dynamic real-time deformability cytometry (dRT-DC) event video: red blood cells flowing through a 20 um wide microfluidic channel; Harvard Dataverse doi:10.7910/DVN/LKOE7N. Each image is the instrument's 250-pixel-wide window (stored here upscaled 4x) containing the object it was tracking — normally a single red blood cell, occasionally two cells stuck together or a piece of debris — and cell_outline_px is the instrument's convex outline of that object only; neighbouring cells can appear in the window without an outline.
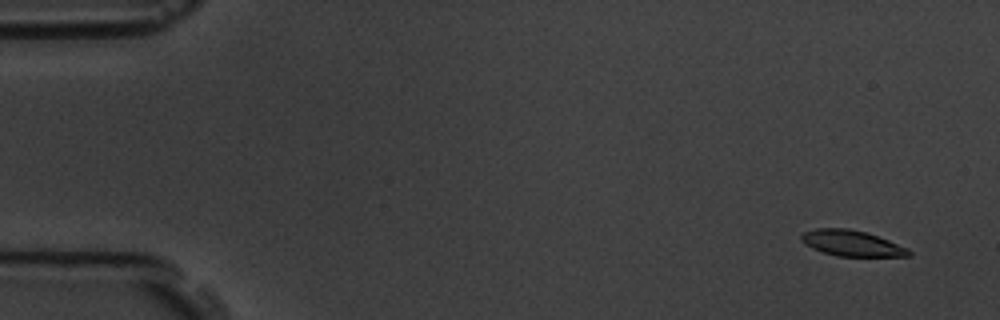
{"species": "common noctule bat (a hibernating species)", "species_latin": "Nyctalus noctula", "temperature_condition": "room temperature", "stored_images_in_passage": 6, "segment_of_instrument_passage": [1, 2], "camera_frame_rate_fps": 3000, "um_per_image_px": 0.085, "animal": {"sex": "male", "body_mass_g": 19.5, "forearm_length_mm": 54.6}, "frame": {"image": 1, "passage_image": 2, "time_ms": 1.0, "image_size_px": [1000, 320], "cell_outline_px": [[912, 256], [836, 256], [812, 248], [804, 244], [800, 240], [800, 236], [804, 232], [816, 228], [848, 228], [864, 232], [888, 240], [908, 248], [912, 252]], "centroid_in_image_um": [72.38, 20.68], "position_along_channel_um": 12.6, "area_um2": 16.07}}
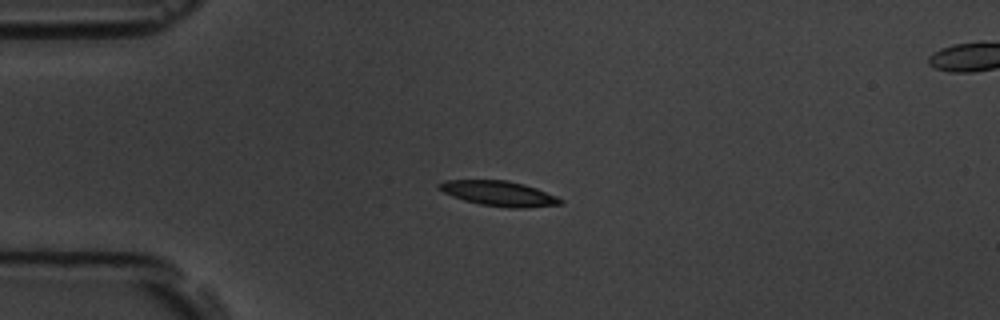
{"frame": {"image": 2, "passage_image": 5, "time_ms": 4.667, "image_size_px": [1000, 320], "cell_outline_px": [[564, 204], [524, 208], [508, 208], [480, 204], [464, 200], [452, 196], [436, 188], [436, 184], [444, 180], [508, 180], [524, 184], [536, 188], [556, 196], [564, 200]], "centroid_in_image_um": [42.4, 16.44], "position_along_channel_um": 42.6, "area_um2": 17.86}}